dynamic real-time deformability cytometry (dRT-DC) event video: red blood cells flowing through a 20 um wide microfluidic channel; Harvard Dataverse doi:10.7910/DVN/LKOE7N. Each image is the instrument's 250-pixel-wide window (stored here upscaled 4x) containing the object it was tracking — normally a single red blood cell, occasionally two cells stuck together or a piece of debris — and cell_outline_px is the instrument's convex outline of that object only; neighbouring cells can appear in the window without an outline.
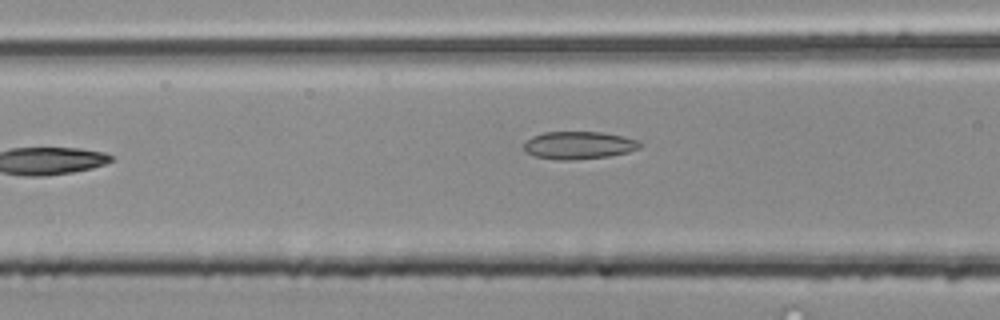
{"species": "common noctule bat (a hibernating species)", "species_latin": "Nyctalus noctula", "temperature_condition": "room temperature", "stored_images_in_passage": 4, "camera_frame_rate_fps": 3000, "um_per_image_px": 0.085, "animal": {"sex": "male", "body_mass_g": 20.4}, "frame": {"image": 1, "passage_image": 4, "time_ms": 1.0, "image_size_px": [1000, 320], "cell_outline_px": [[640, 148], [628, 152], [608, 156], [572, 160], [556, 160], [536, 156], [524, 152], [524, 144], [532, 136], [544, 132], [604, 132], [624, 136], [640, 140]], "centroid_in_image_um": [49.21, 12.34], "position_along_channel_um": 117.4, "area_um2": 18.79}}